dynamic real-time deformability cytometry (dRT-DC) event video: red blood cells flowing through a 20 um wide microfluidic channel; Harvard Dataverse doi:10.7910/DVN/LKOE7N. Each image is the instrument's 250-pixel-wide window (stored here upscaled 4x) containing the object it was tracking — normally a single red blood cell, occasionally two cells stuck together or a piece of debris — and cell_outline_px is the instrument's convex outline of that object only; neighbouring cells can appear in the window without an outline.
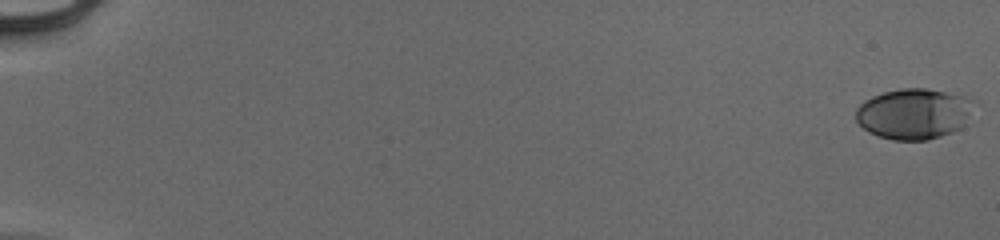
{"species": "human", "species_latin": "Homo sapiens", "temperature_condition": "cold", "stored_images_in_passage": 55, "camera_frame_rate_fps": 3000, "um_per_image_px": 0.085, "donor": {"sex": "male"}, "frame": {"image": 1, "passage_image": 1, "time_ms": 0.0, "image_size_px": [1000, 240], "cell_outline_px": [[980, 104], [972, 124], [952, 132], [928, 140], [892, 140], [868, 132], [856, 120], [856, 108], [864, 100], [872, 96], [884, 92], [900, 88], [924, 88], [944, 92], [976, 100]], "centroid_in_image_um": [77.82, 9.67], "position_along_channel_um": 7.2, "area_um2": 35.95}}
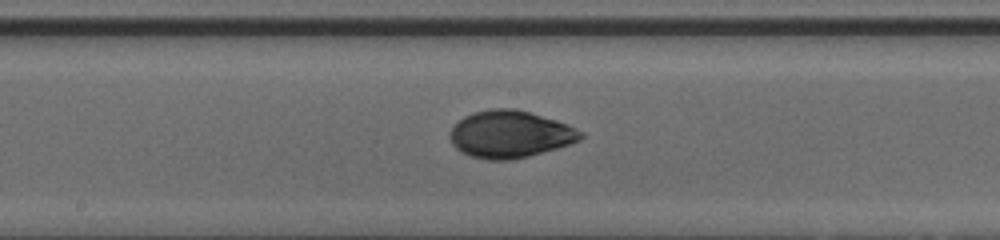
{"frame": {"image": 2, "passage_image": 32, "time_ms": 10.333, "image_size_px": [1000, 240], "cell_outline_px": [[584, 136], [580, 140], [556, 148], [528, 156], [512, 160], [488, 160], [472, 156], [460, 152], [452, 144], [448, 136], [448, 132], [464, 116], [472, 112], [492, 108], [516, 108], [556, 120], [568, 124], [584, 132]], "centroid_in_image_um": [43.34, 11.4], "position_along_channel_um": 204.9, "area_um2": 36.07}}
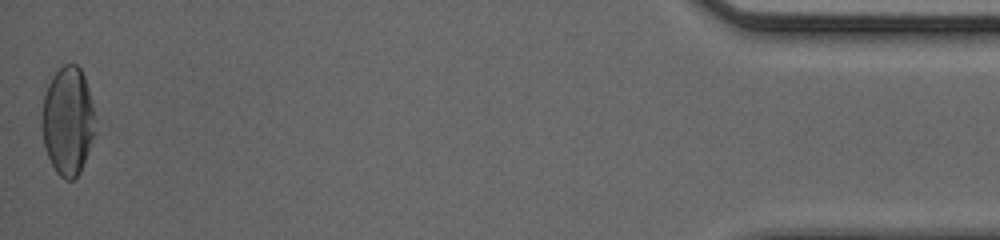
{"frame": {"image": 3, "passage_image": 55, "time_ms": 18.0, "image_size_px": [1000, 240], "cell_outline_px": [[96, 132], [80, 172], [72, 180], [64, 180], [56, 172], [44, 148], [40, 124], [40, 120], [44, 96], [48, 84], [52, 76], [64, 64], [76, 64], [80, 68], [84, 76], [88, 88], [92, 104]], "centroid_in_image_um": [5.74, 10.3], "position_along_channel_um": 429.5, "area_um2": 33.93}, "authors_computed_cell_mechanics": {"area_um2": 33.9286, "velocity_mm_per_s": 3.963, "shape_relaxation_time_tau1_ms": 5.1645, "shape_relaxation_time_tau2_ms": 1.2511, "deformation_change_tau1": 0.1884, "deformation_change_tau2": 0.0417}}